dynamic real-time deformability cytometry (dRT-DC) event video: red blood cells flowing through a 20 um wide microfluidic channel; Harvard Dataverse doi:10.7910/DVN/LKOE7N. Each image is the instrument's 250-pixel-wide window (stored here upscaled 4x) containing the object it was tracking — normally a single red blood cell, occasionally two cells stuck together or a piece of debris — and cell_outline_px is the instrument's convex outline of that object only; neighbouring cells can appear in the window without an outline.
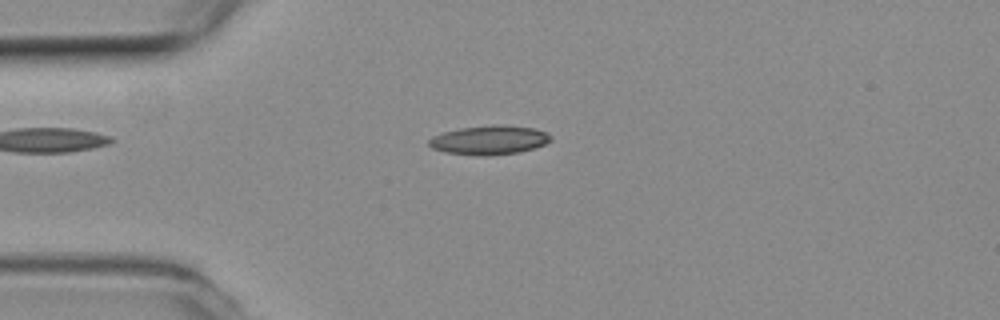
{"species": "common noctule bat (a hibernating species)", "species_latin": "Nyctalus noctula", "temperature_condition": "room temperature", "stored_images_in_passage": 49, "camera_frame_rate_fps": 3000, "um_per_image_px": 0.085, "animal": {"sex": "female", "body_mass_g": 19.3, "forearm_length_mm": 54.1}, "frame": {"image": 1, "passage_image": 9, "time_ms": 2.667, "image_size_px": [1000, 320], "cell_outline_px": [[552, 140], [544, 144], [520, 152], [488, 156], [476, 156], [444, 152], [432, 148], [428, 144], [428, 140], [432, 136], [444, 132], [460, 128], [532, 128], [548, 132], [552, 136]], "centroid_in_image_um": [41.54, 11.97], "position_along_channel_um": 43.5, "area_um2": 19.71}}
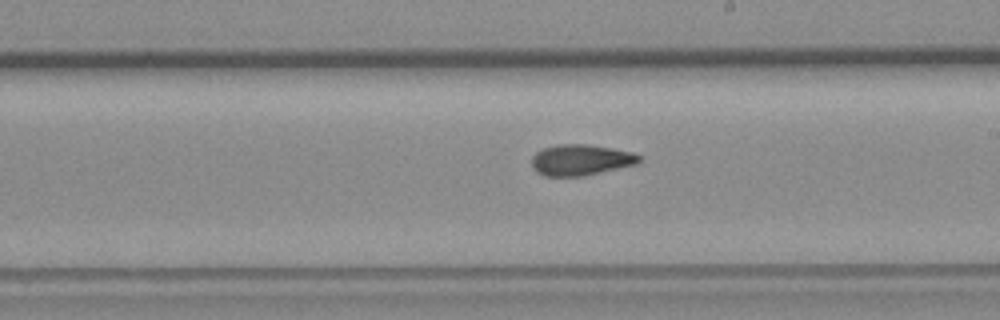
{"frame": {"image": 2, "passage_image": 26, "time_ms": 8.333, "image_size_px": [1000, 320], "cell_outline_px": [[640, 160], [636, 164], [584, 176], [544, 176], [536, 172], [532, 168], [532, 156], [536, 152], [544, 148], [560, 144], [588, 144], [612, 148], [632, 152], [640, 156]], "centroid_in_image_um": [49.34, 13.6], "position_along_channel_um": 239.7, "area_um2": 19.36}}
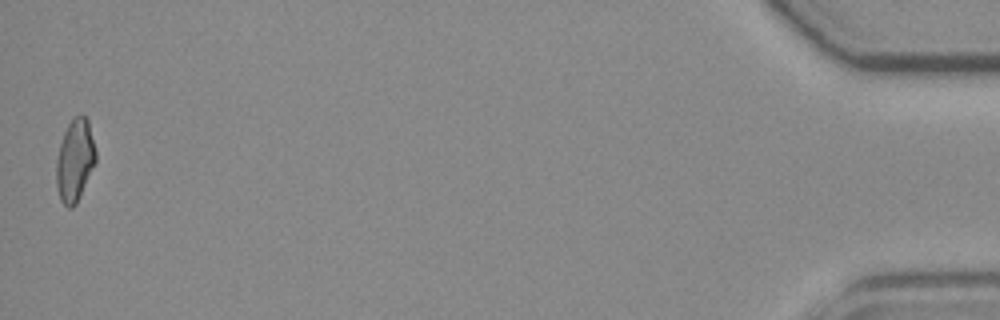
{"frame": {"image": 3, "passage_image": 49, "time_ms": 16.0, "image_size_px": [1000, 320], "cell_outline_px": [[96, 160], [80, 196], [76, 204], [72, 208], [68, 208], [60, 200], [56, 184], [56, 160], [60, 144], [64, 132], [68, 124], [80, 112], [88, 120], [96, 152]], "centroid_in_image_um": [6.35, 13.64], "position_along_channel_um": 428.8, "area_um2": 18.79}, "authors_computed_cell_mechanics": {"area_um2": 19.1318, "velocity_mm_per_s": 3.8001, "shape_relaxation_time_tau1_ms": null, "shape_relaxation_time_tau2_ms": 4.2159, "deformation_change_tau1": null, "deformation_change_tau2": 0.1203}}